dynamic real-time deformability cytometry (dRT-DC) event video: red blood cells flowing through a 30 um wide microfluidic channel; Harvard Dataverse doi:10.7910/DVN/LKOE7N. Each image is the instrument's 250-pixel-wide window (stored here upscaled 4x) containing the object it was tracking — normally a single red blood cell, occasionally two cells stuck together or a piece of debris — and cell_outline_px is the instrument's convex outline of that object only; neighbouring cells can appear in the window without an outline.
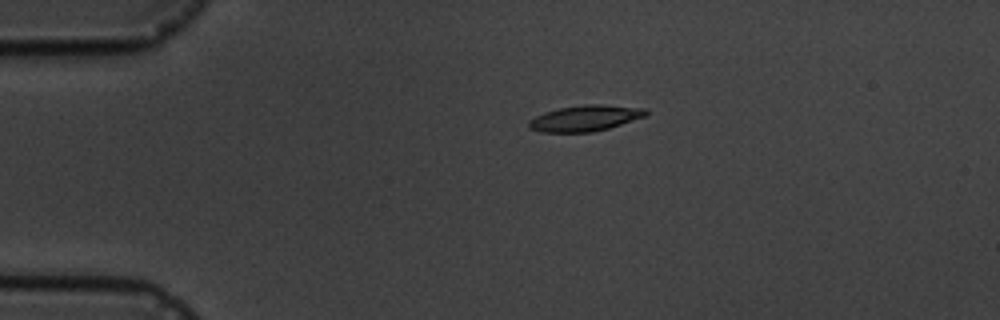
{"species": "common noctule bat (a hibernating species)", "species_latin": "Nyctalus noctula", "temperature_condition": "cold", "stored_images_in_passage": 4, "camera_frame_rate_fps": 3000, "um_per_image_px": 0.085, "animal": {"sex": "male", "body_mass_g": 19.5, "forearm_length_mm": 54.6}, "frame": {"image": 1, "passage_image": 3, "time_ms": 3.0, "image_size_px": [1000, 320], "cell_outline_px": [[648, 112], [644, 116], [608, 128], [592, 132], [540, 132], [528, 128], [528, 120], [544, 112], [560, 108], [584, 104], [600, 104], [644, 108]], "centroid_in_image_um": [49.68, 10.05], "position_along_channel_um": 35.3, "area_um2": 17.51}}